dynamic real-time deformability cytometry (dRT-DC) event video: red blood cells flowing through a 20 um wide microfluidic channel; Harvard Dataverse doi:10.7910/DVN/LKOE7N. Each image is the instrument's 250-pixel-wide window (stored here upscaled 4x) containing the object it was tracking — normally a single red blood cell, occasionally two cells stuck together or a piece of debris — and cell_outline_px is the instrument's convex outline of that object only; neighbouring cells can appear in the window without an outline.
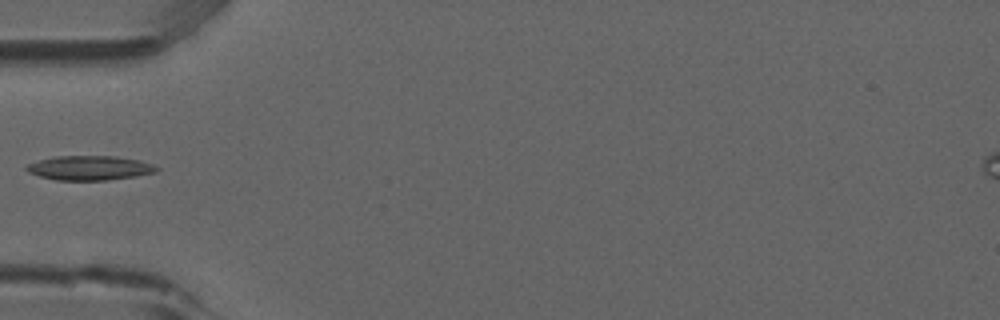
{"species": "common noctule bat (a hibernating species)", "species_latin": "Nyctalus noctula", "temperature_condition": "room temperature", "stored_images_in_passage": 3, "camera_frame_rate_fps": 3000, "um_per_image_px": 0.085, "animal": {"sex": "male", "forearm_length_mm": 52.5}, "frame": {"image": 1, "passage_image": 3, "time_ms": 0.667, "image_size_px": [1000, 320], "cell_outline_px": [[160, 168], [156, 172], [136, 176], [108, 180], [56, 180], [40, 176], [28, 172], [24, 168], [28, 164], [40, 160], [56, 156], [116, 156], [140, 160], [152, 164]], "centroid_in_image_um": [7.64, 14.27], "position_along_channel_um": 77.4, "area_um2": 18.5}}